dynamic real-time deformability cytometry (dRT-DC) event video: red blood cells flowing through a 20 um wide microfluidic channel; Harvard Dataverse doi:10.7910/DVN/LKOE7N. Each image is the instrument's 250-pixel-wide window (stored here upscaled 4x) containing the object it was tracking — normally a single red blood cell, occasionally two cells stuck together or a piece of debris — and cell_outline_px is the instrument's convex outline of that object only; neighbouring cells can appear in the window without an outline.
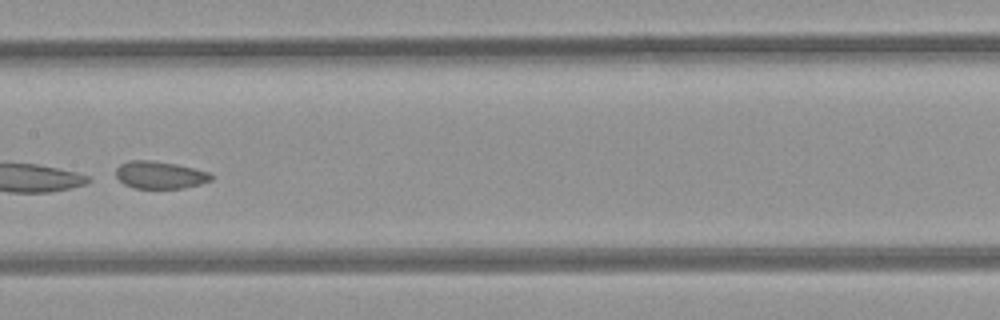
{"species": "common noctule bat (a hibernating species)", "species_latin": "Nyctalus noctula", "temperature_condition": "room temperature", "stored_images_in_passage": 38, "camera_frame_rate_fps": 3000, "um_per_image_px": 0.085, "animal": {"sex": "female", "body_mass_g": 21.9}, "frame": {"image": 1, "passage_image": 13, "time_ms": 4.0, "image_size_px": [1000, 320], "cell_outline_px": [[212, 180], [200, 184], [184, 188], [132, 188], [124, 184], [116, 176], [116, 168], [120, 164], [132, 160], [152, 160], [176, 164], [212, 172]], "centroid_in_image_um": [13.61, 14.87], "position_along_channel_um": 193.8, "area_um2": 15.32}}
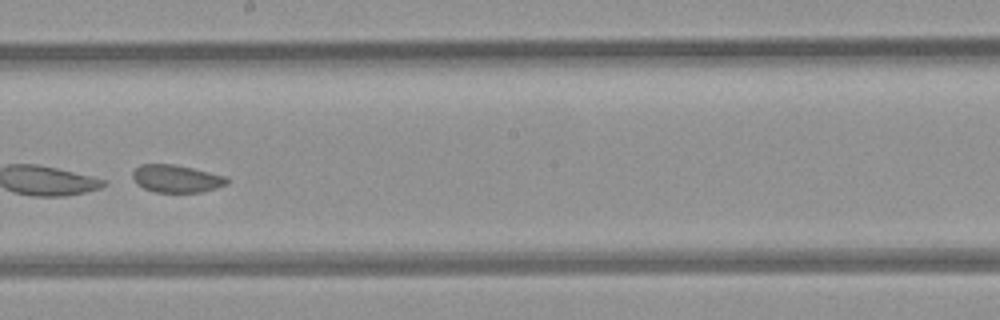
{"frame": {"image": 2, "passage_image": 16, "time_ms": 5.0, "image_size_px": [1000, 320], "cell_outline_px": [[228, 184], [216, 188], [200, 192], [156, 192], [144, 188], [136, 184], [132, 176], [132, 172], [140, 164], [176, 164], [228, 176]], "centroid_in_image_um": [15.01, 15.17], "position_along_channel_um": 233.2, "area_um2": 15.32}, "authors_computed_cell_mechanics": {"area_um2": 18.2359, "velocity_mm_per_s": 3.9586, "shape_relaxation_time_tau1_ms": 0.1836, "shape_relaxation_time_tau2_ms": 1.5402, "deformation_change_tau1": 0.213, "deformation_change_tau2": 0.0633}}